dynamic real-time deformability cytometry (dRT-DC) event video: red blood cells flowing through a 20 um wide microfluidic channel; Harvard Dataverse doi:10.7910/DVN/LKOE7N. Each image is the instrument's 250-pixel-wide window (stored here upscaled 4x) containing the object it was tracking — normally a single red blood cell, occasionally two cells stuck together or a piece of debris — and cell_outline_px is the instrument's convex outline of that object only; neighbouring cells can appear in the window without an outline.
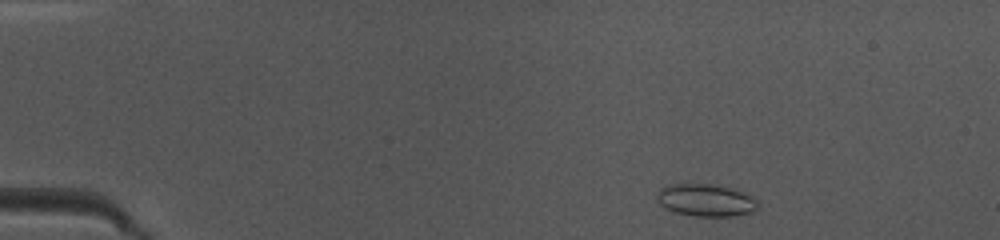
{"species": "common noctule bat (a hibernating species)", "species_latin": "Nyctalus noctula", "temperature_condition": "warm", "stored_images_in_passage": 43, "camera_frame_rate_fps": 3000, "um_per_image_px": 0.085, "animal": {"sex": "female", "body_mass_g": 10.0, "forearm_length_mm": 53.1}, "frame": {"image": 1, "passage_image": 2, "time_ms": 0.333, "image_size_px": [1000, 240], "cell_outline_px": [[756, 208], [752, 212], [732, 216], [696, 216], [676, 212], [660, 204], [656, 196], [656, 192], [660, 188], [668, 184], [712, 184], [728, 188], [752, 196], [756, 200]], "centroid_in_image_um": [59.95, 17.01], "position_along_channel_um": 25.1, "area_um2": 18.67}}
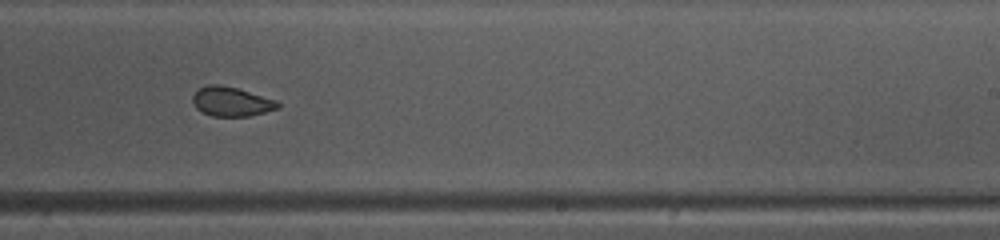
{"frame": {"image": 2, "passage_image": 25, "time_ms": 8.0, "image_size_px": [1000, 240], "cell_outline_px": [[280, 108], [248, 116], [212, 116], [196, 108], [192, 100], [192, 96], [200, 88], [208, 84], [216, 84], [236, 88], [276, 100], [280, 104]], "centroid_in_image_um": [19.66, 8.64], "position_along_channel_um": 269.3, "area_um2": 14.33}}
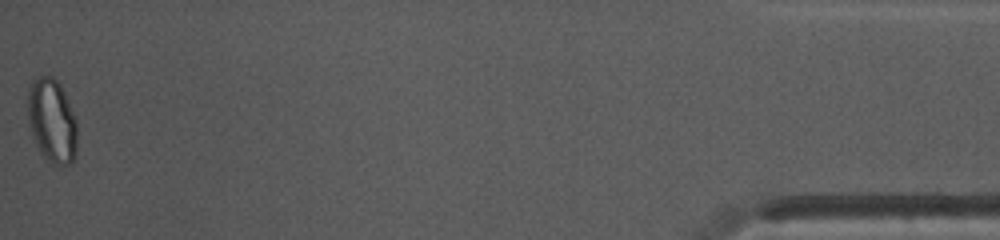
{"frame": {"image": 3, "passage_image": 43, "time_ms": 14.0, "image_size_px": [1000, 240], "cell_outline_px": [[76, 152], [72, 160], [68, 164], [56, 164], [40, 152], [32, 136], [28, 120], [28, 92], [32, 80], [40, 76], [52, 76], [60, 84], [64, 92], [76, 120]], "centroid_in_image_um": [4.4, 10.22], "position_along_channel_um": 430.8, "area_um2": 23.76}, "authors_computed_cell_mechanics": {"area_um2": 15.7794, "velocity_mm_per_s": 4.1339, "shape_relaxation_time_tau1_ms": null, "shape_relaxation_time_tau2_ms": 1.2365, "deformation_change_tau1": null, "deformation_change_tau2": 0.0531}}